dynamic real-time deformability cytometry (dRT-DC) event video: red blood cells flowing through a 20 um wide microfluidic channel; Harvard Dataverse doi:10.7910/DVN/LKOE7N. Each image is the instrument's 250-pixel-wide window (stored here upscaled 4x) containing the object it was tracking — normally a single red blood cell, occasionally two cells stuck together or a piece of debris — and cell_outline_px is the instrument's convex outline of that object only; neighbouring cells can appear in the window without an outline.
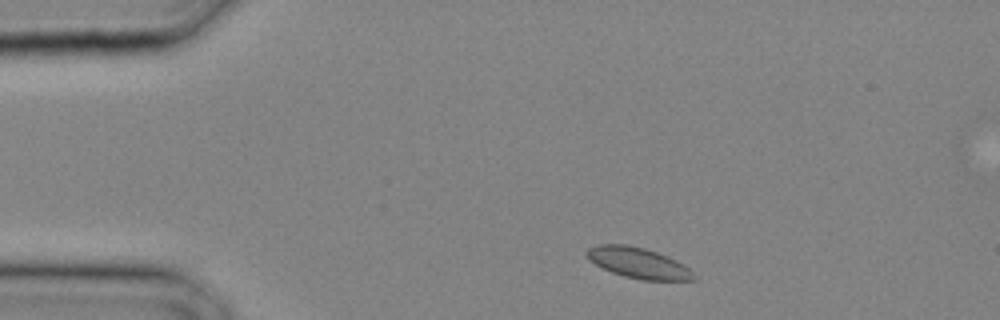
{"species": "common noctule bat (a hibernating species)", "species_latin": "Nyctalus noctula", "temperature_condition": "cold", "stored_images_in_passage": 26, "camera_frame_rate_fps": 3000, "um_per_image_px": 0.085, "animal": {"sex": "male", "body_mass_g": 20.4}, "frame": {"image": 1, "passage_image": 2, "time_ms": 0.333, "image_size_px": [1000, 320], "cell_outline_px": [[696, 280], [640, 280], [624, 276], [612, 272], [588, 260], [584, 252], [588, 248], [600, 244], [628, 244], [644, 248], [668, 256], [684, 264], [696, 276]], "centroid_in_image_um": [54.24, 22.34], "position_along_channel_um": 30.8, "area_um2": 19.19}}
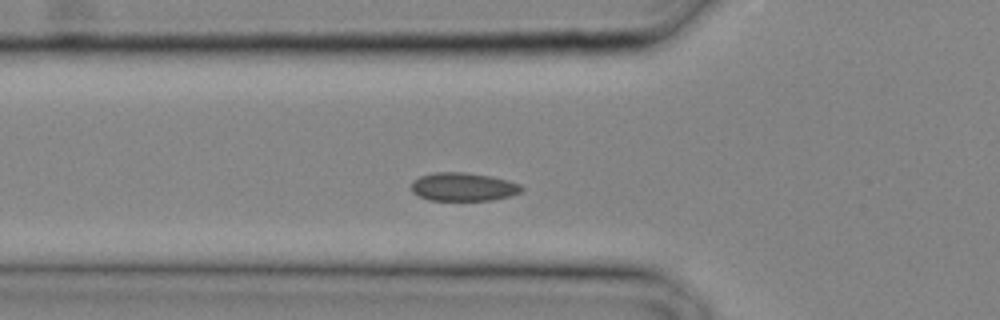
{"frame": {"image": 2, "passage_image": 7, "time_ms": 2.0, "image_size_px": [1000, 320], "cell_outline_px": [[524, 188], [520, 192], [508, 196], [492, 200], [428, 200], [412, 192], [412, 180], [420, 176], [436, 172], [464, 172], [488, 176], [508, 180], [520, 184]], "centroid_in_image_um": [39.36, 15.88], "position_along_channel_um": 86.4, "area_um2": 18.09}}
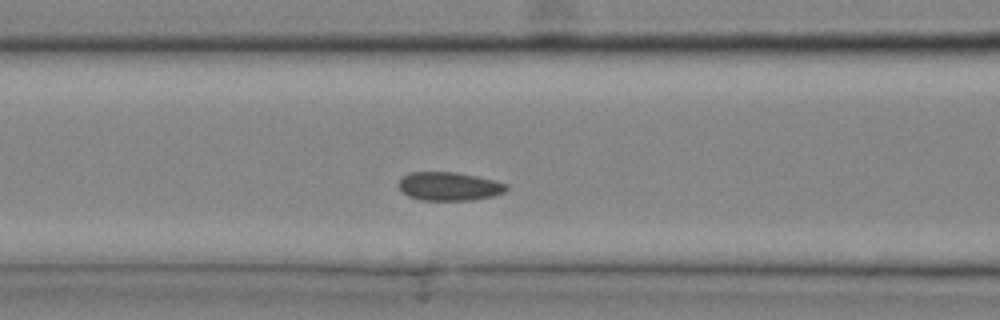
{"frame": {"image": 3, "passage_image": 9, "time_ms": 2.667, "image_size_px": [1000, 320], "cell_outline_px": [[508, 188], [504, 192], [492, 196], [472, 200], [420, 200], [408, 196], [400, 192], [396, 184], [408, 172], [456, 172], [476, 176], [508, 184]], "centroid_in_image_um": [38.12, 15.84], "position_along_channel_um": 128.5, "area_um2": 18.03}}